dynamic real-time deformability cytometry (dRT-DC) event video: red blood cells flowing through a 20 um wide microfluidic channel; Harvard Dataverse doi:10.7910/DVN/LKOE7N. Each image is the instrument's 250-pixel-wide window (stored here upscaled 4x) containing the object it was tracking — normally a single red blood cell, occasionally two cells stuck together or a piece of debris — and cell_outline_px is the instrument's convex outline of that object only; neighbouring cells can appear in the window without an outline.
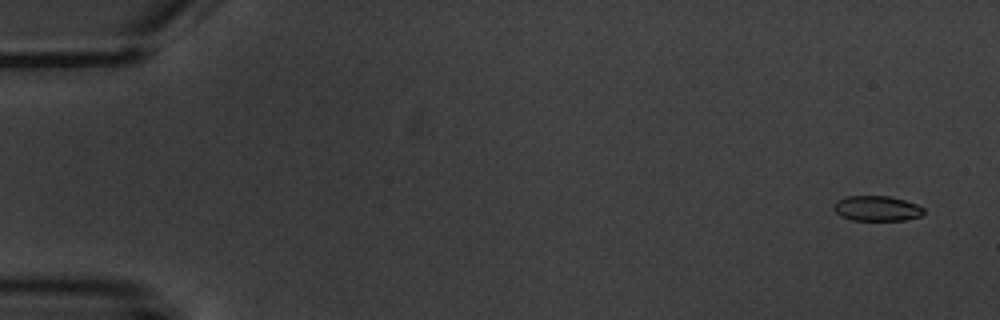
{"species": "common noctule bat (a hibernating species)", "species_latin": "Nyctalus noctula", "temperature_condition": "warm", "stored_images_in_passage": 12, "segment_of_instrument_passage": [1, 2], "camera_frame_rate_fps": 3000, "um_per_image_px": 0.085, "animal": {"sex": "male", "body_mass_g": 20.1, "forearm_length_mm": 53.5}, "frame": {"image": 1, "passage_image": 1, "time_ms": 0.0, "image_size_px": [1000, 320], "cell_outline_px": [[924, 212], [920, 216], [904, 220], [852, 220], [840, 216], [832, 208], [836, 200], [848, 196], [888, 196], [904, 200], [916, 204], [924, 208]], "centroid_in_image_um": [74.5, 17.71], "position_along_channel_um": 10.5, "area_um2": 13.18}}
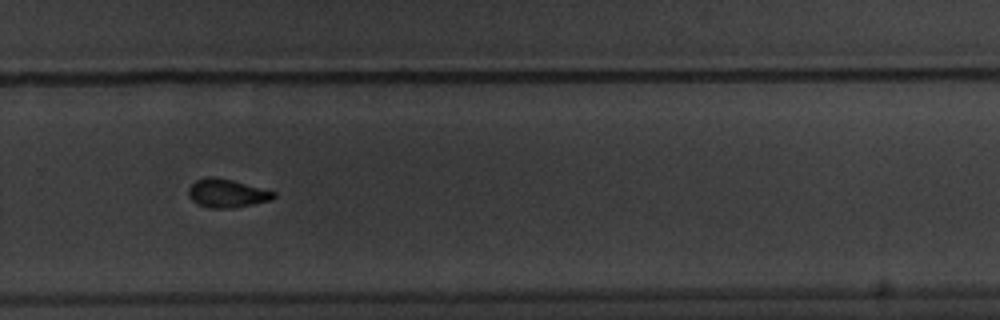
{"frame": {"image": 2, "passage_image": 9, "time_ms": 12.333, "image_size_px": [1000, 320], "cell_outline_px": [[276, 196], [272, 200], [232, 208], [208, 208], [196, 204], [188, 196], [188, 188], [196, 180], [208, 176], [212, 176], [232, 180], [276, 192]], "centroid_in_image_um": [19.26, 16.43], "position_along_channel_um": 310.5, "area_um2": 14.16}}
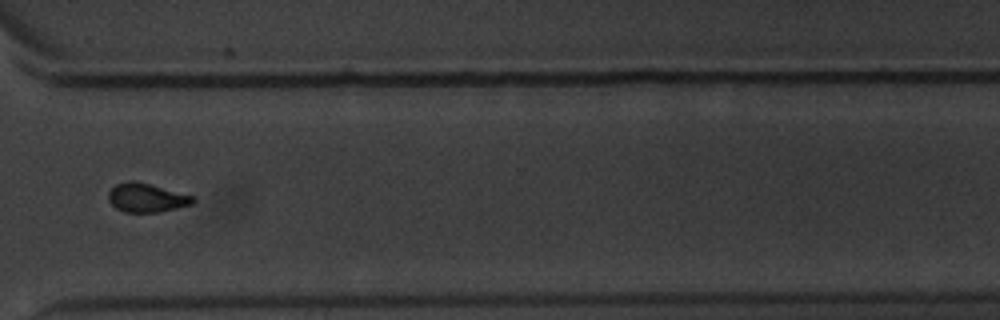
{"frame": {"image": 3, "passage_image": 10, "time_ms": 13.667, "image_size_px": [1000, 320], "cell_outline_px": [[196, 200], [192, 204], [160, 212], [124, 212], [116, 208], [108, 200], [108, 192], [116, 184], [128, 180], [132, 180], [196, 196]], "centroid_in_image_um": [12.46, 16.81], "position_along_channel_um": 358.1, "area_um2": 14.22}}